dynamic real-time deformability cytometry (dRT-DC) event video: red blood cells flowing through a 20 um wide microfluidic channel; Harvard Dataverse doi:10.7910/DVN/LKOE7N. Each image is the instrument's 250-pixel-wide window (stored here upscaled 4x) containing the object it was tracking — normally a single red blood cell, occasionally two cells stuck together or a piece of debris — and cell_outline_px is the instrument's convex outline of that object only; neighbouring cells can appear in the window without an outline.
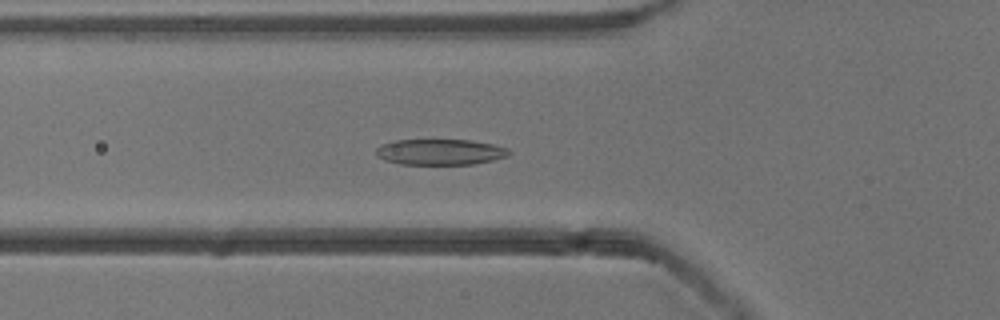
{"species": "common noctule bat (a hibernating species)", "species_latin": "Nyctalus noctula", "temperature_condition": "cold", "stored_images_in_passage": 37, "camera_frame_rate_fps": 3000, "um_per_image_px": 0.085, "animal": {"sex": "male", "body_mass_g": 13.3}, "frame": {"image": 1, "passage_image": 2, "time_ms": 0.333, "image_size_px": [1000, 320], "cell_outline_px": [[512, 152], [508, 156], [492, 160], [472, 164], [400, 164], [384, 160], [376, 156], [376, 148], [392, 140], [472, 140], [492, 144], [508, 148]], "centroid_in_image_um": [37.41, 12.91], "position_along_channel_um": 88.4, "area_um2": 20.0}}
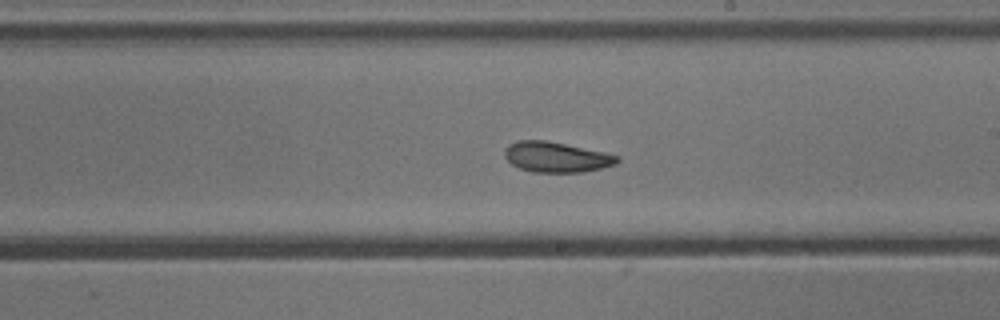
{"frame": {"image": 2, "passage_image": 14, "time_ms": 4.333, "image_size_px": [1000, 320], "cell_outline_px": [[620, 160], [616, 164], [584, 172], [532, 172], [520, 168], [512, 164], [504, 156], [504, 148], [508, 144], [520, 140], [548, 140], [604, 152], [620, 156]], "centroid_in_image_um": [47.28, 13.34], "position_along_channel_um": 241.7, "area_um2": 20.0}}
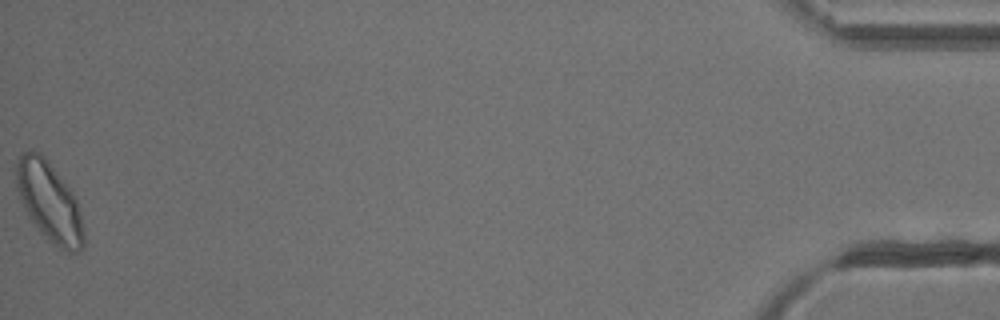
{"frame": {"image": 3, "passage_image": 37, "time_ms": 12.0, "image_size_px": [1000, 320], "cell_outline_px": [[84, 248], [76, 252], [68, 252], [60, 248], [48, 240], [40, 232], [28, 216], [24, 208], [16, 188], [16, 160], [20, 152], [32, 148], [40, 152], [48, 160], [76, 196], [80, 212], [84, 232]], "centroid_in_image_um": [4.18, 17.11], "position_along_channel_um": 431.0, "area_um2": 31.73}}